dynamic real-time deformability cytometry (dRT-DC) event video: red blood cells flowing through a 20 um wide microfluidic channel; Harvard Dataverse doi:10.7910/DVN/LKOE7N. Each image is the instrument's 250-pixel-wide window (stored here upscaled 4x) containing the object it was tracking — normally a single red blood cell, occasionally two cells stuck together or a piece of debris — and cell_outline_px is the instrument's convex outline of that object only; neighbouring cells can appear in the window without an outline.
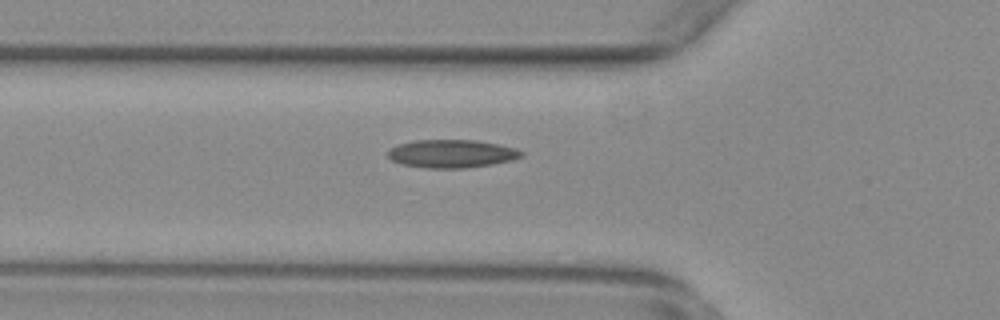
{"species": "common noctule bat (a hibernating species)", "species_latin": "Nyctalus noctula", "temperature_condition": "warm", "stored_images_in_passage": 37, "camera_frame_rate_fps": 3000, "um_per_image_px": 0.085, "animal": {"sex": "female", "body_mass_g": 29.2, "forearm_length_mm": 56.3}, "frame": {"image": 1, "passage_image": 2, "time_ms": 0.333, "image_size_px": [1000, 320], "cell_outline_px": [[524, 156], [512, 160], [492, 164], [464, 168], [428, 168], [400, 164], [392, 160], [388, 156], [388, 152], [392, 148], [400, 144], [416, 140], [476, 140], [516, 148], [524, 152]], "centroid_in_image_um": [38.42, 13.07], "position_along_channel_um": 87.4, "area_um2": 21.73}}
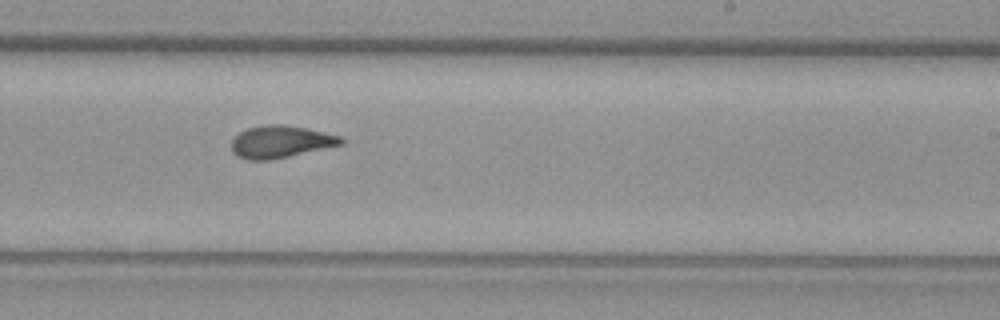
{"frame": {"image": 2, "passage_image": 16, "time_ms": 5.0, "image_size_px": [1000, 320], "cell_outline_px": [[344, 144], [288, 156], [268, 160], [248, 160], [236, 156], [232, 152], [232, 140], [240, 132], [248, 128], [264, 124], [280, 124], [308, 128], [340, 136], [344, 140]], "centroid_in_image_um": [23.84, 12.04], "position_along_channel_um": 265.2, "area_um2": 20.52}}
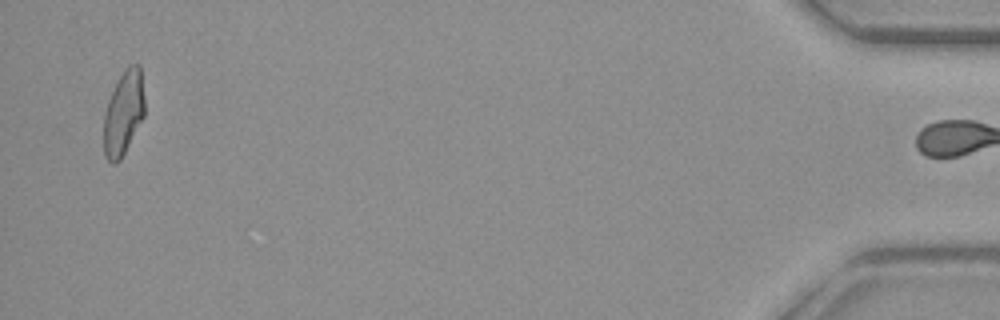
{"frame": {"image": 3, "passage_image": 36, "time_ms": 11.667, "image_size_px": [1000, 320], "cell_outline_px": [[144, 116], [120, 160], [116, 164], [112, 164], [104, 156], [104, 116], [108, 100], [124, 68], [128, 64], [140, 64], [144, 96]], "centroid_in_image_um": [10.5, 9.59], "position_along_channel_um": 424.7, "area_um2": 20.0}}